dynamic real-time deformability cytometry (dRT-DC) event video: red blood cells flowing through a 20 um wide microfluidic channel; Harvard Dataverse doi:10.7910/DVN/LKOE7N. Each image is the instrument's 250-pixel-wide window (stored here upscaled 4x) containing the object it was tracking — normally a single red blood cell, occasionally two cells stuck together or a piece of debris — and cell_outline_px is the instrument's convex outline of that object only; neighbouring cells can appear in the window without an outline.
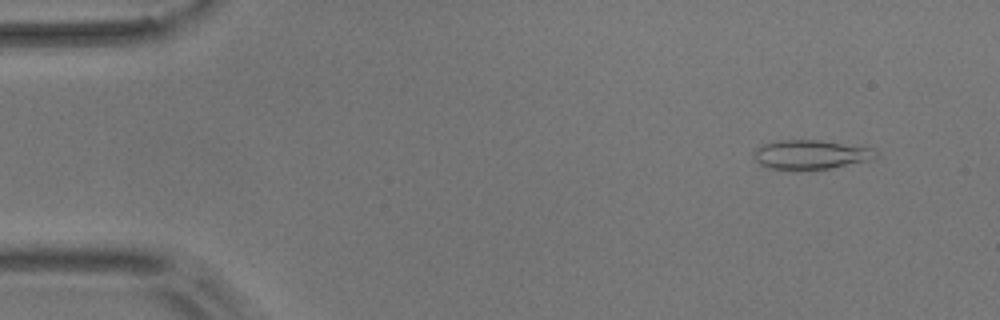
{"species": "common noctule bat (a hibernating species)", "species_latin": "Nyctalus noctula", "temperature_condition": "room temperature", "stored_images_in_passage": 5, "camera_frame_rate_fps": 3000, "um_per_image_px": 0.085, "animal": {"sex": "male", "body_mass_g": 17.9}, "frame": {"image": 1, "passage_image": 2, "time_ms": 1.333, "image_size_px": [1000, 320], "cell_outline_px": [[876, 156], [864, 160], [828, 168], [768, 168], [760, 164], [752, 156], [752, 152], [760, 144], [780, 140], [820, 140], [872, 148], [876, 152]], "centroid_in_image_um": [68.8, 13.1], "position_along_channel_um": 16.2, "area_um2": 20.06}}
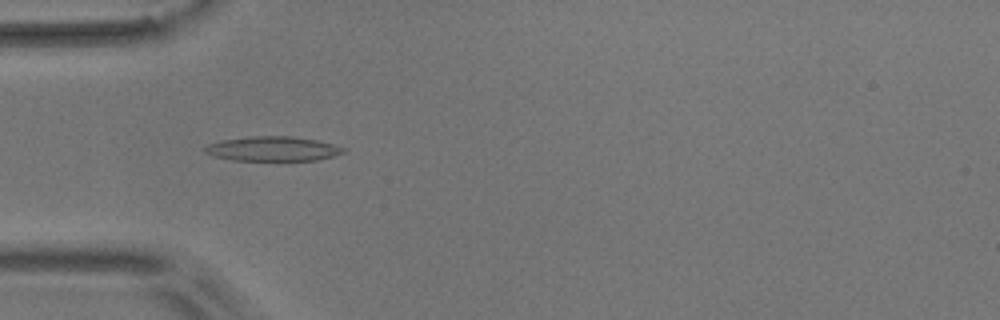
{"frame": {"image": 2, "passage_image": 4, "time_ms": 5.333, "image_size_px": [1000, 320], "cell_outline_px": [[348, 152], [316, 160], [232, 160], [212, 156], [204, 152], [204, 148], [208, 144], [220, 140], [252, 136], [292, 136], [316, 140], [348, 148]], "centroid_in_image_um": [23.19, 12.64], "position_along_channel_um": 61.8, "area_um2": 19.94}}
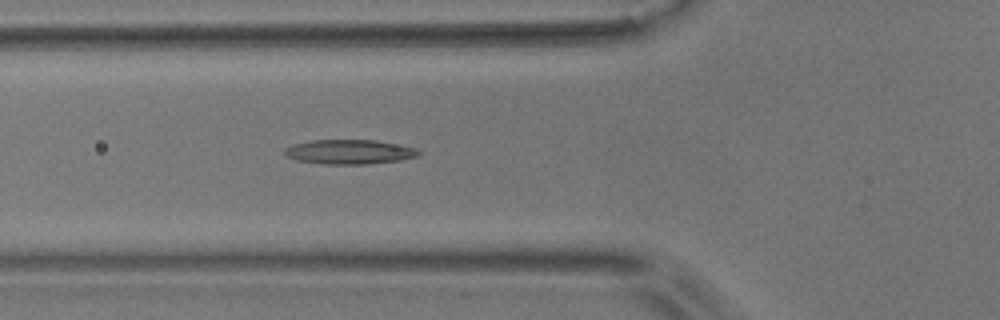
{"frame": {"image": 3, "passage_image": 5, "time_ms": 6.333, "image_size_px": [1000, 320], "cell_outline_px": [[420, 152], [416, 156], [400, 160], [368, 164], [324, 164], [296, 160], [284, 156], [284, 148], [292, 144], [312, 140], [376, 140], [416, 148]], "centroid_in_image_um": [29.63, 12.91], "position_along_channel_um": 96.2, "area_um2": 19.13}}